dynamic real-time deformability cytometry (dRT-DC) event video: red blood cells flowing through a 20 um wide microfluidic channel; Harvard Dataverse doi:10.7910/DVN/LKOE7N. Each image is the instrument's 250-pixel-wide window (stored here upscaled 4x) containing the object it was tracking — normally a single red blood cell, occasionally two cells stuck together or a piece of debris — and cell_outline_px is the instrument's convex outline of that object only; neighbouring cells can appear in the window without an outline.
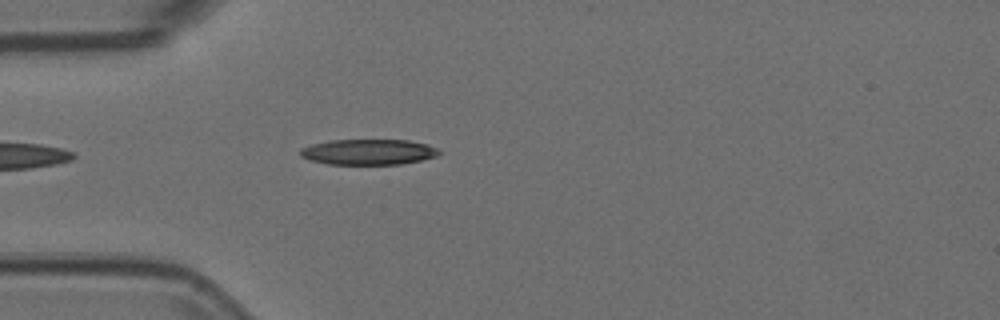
{"species": "Egyptian fruit bat (a non-hibernating species)", "species_latin": "Rousettus aegyptiacus", "temperature_condition": "room temperature", "stored_images_in_passage": 21, "camera_frame_rate_fps": 3000, "um_per_image_px": 0.085, "animal": {"sex": "female"}, "frame": {"image": 1, "passage_image": 4, "time_ms": 1.0, "image_size_px": [1000, 320], "cell_outline_px": [[440, 152], [436, 156], [420, 160], [400, 164], [328, 164], [308, 160], [300, 156], [300, 148], [312, 144], [328, 140], [408, 140], [428, 144], [436, 148]], "centroid_in_image_um": [31.27, 12.91], "position_along_channel_um": 53.7, "area_um2": 20.69}}
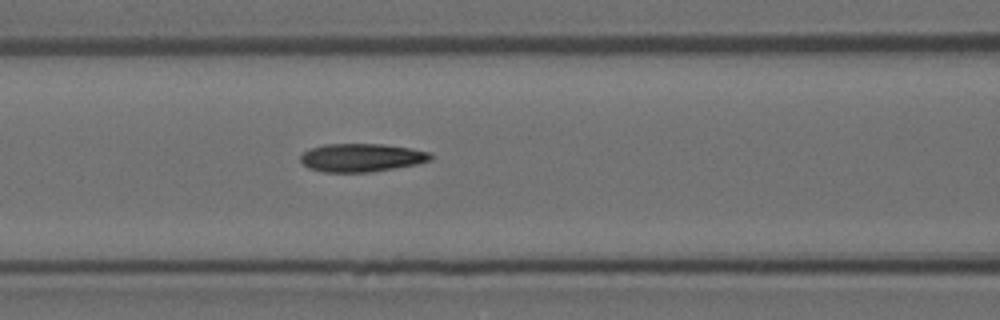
{"frame": {"image": 2, "passage_image": 11, "time_ms": 3.333, "image_size_px": [1000, 320], "cell_outline_px": [[432, 160], [416, 164], [372, 172], [324, 172], [308, 168], [300, 160], [300, 156], [304, 152], [312, 148], [324, 144], [384, 144], [408, 148], [428, 152], [432, 156]], "centroid_in_image_um": [30.71, 13.4], "position_along_channel_um": 135.9, "area_um2": 21.27}}
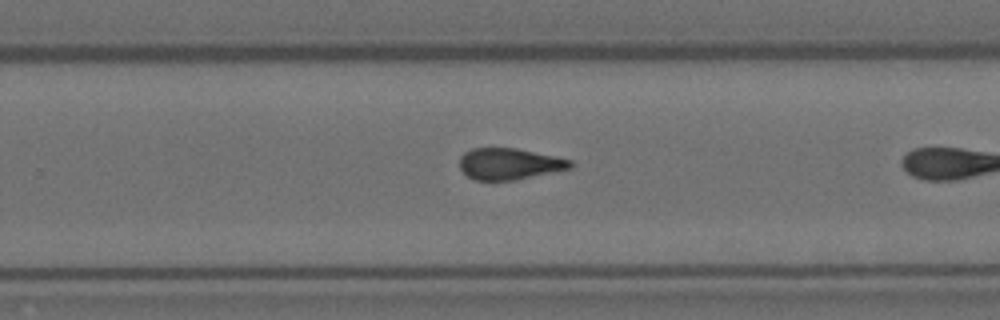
{"frame": {"image": 3, "passage_image": 20, "time_ms": 6.333, "image_size_px": [1000, 320], "cell_outline_px": [[572, 168], [516, 180], [476, 180], [468, 176], [460, 168], [460, 156], [464, 152], [472, 148], [516, 148], [556, 156], [572, 160]], "centroid_in_image_um": [43.3, 13.92], "position_along_channel_um": 286.5, "area_um2": 20.29}}